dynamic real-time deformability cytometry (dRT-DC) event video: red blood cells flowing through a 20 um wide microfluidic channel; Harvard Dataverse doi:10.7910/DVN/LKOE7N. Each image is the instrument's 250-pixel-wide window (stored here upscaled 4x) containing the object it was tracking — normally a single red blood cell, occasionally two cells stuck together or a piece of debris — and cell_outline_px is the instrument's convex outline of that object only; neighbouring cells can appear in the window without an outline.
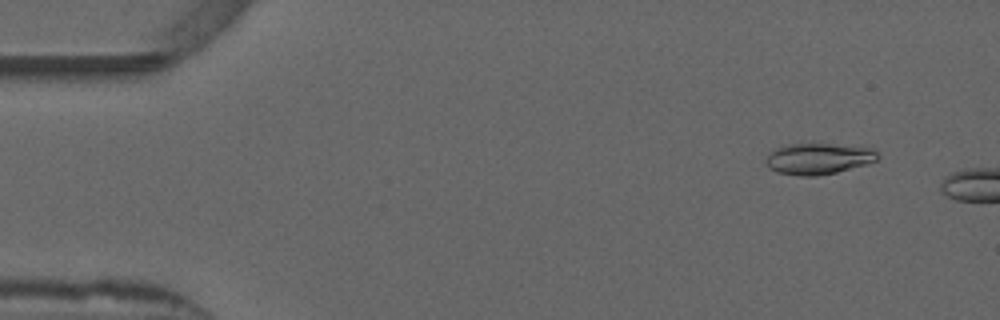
{"species": "common noctule bat (a hibernating species)", "species_latin": "Nyctalus noctula", "temperature_condition": "warm", "stored_images_in_passage": 5, "camera_frame_rate_fps": 3000, "um_per_image_px": 0.085, "animal": {"sex": "male", "forearm_length_mm": 52.5}, "frame": {"image": 1, "passage_image": 2, "time_ms": 0.333, "image_size_px": [1000, 320], "cell_outline_px": [[880, 156], [876, 160], [864, 164], [836, 172], [816, 176], [800, 176], [776, 172], [768, 168], [764, 160], [768, 152], [776, 148], [788, 144], [828, 144], [868, 148], [876, 152]], "centroid_in_image_um": [69.46, 13.5], "position_along_channel_um": 15.5, "area_um2": 20.06}}